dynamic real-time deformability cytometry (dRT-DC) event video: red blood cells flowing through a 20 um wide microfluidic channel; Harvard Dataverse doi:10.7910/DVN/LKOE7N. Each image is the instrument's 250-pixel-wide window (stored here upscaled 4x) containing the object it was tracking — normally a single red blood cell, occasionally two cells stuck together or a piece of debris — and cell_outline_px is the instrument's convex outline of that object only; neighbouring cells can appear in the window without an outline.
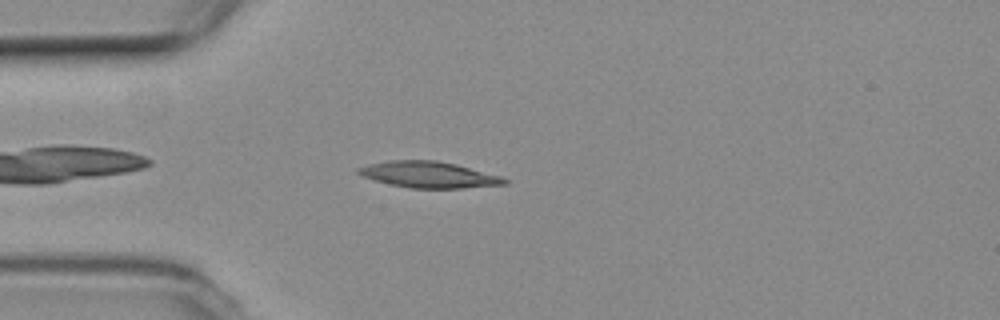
{"species": "common noctule bat (a hibernating species)", "species_latin": "Nyctalus noctula", "temperature_condition": "room temperature", "stored_images_in_passage": 44, "camera_frame_rate_fps": 3000, "um_per_image_px": 0.085, "animal": {"sex": "female", "body_mass_g": 19.3, "forearm_length_mm": 54.1}, "frame": {"image": 1, "passage_image": 4, "time_ms": 1.0, "image_size_px": [1000, 320], "cell_outline_px": [[508, 184], [460, 188], [412, 188], [392, 184], [376, 180], [364, 176], [356, 172], [356, 168], [372, 164], [392, 160], [436, 160], [456, 164], [500, 176], [508, 180]], "centroid_in_image_um": [36.48, 14.84], "position_along_channel_um": 48.5, "area_um2": 21.91}}
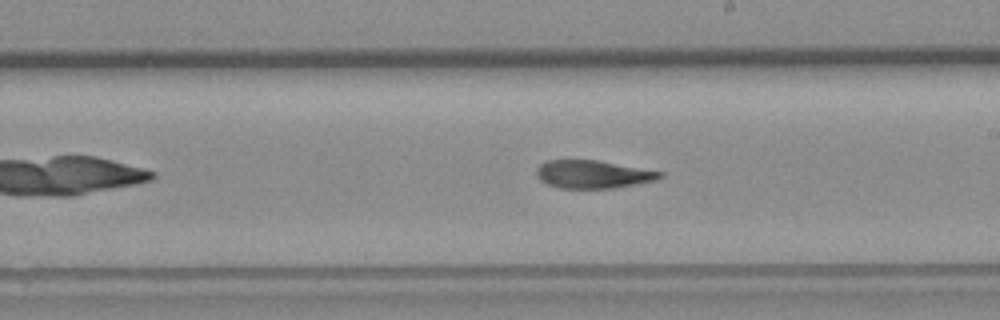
{"frame": {"image": 2, "passage_image": 20, "time_ms": 6.333, "image_size_px": [1000, 320], "cell_outline_px": [[664, 176], [656, 180], [612, 188], [560, 188], [548, 184], [540, 180], [536, 172], [536, 168], [540, 164], [548, 160], [596, 160], [664, 172]], "centroid_in_image_um": [50.39, 14.81], "position_along_channel_um": 238.6, "area_um2": 19.94}}
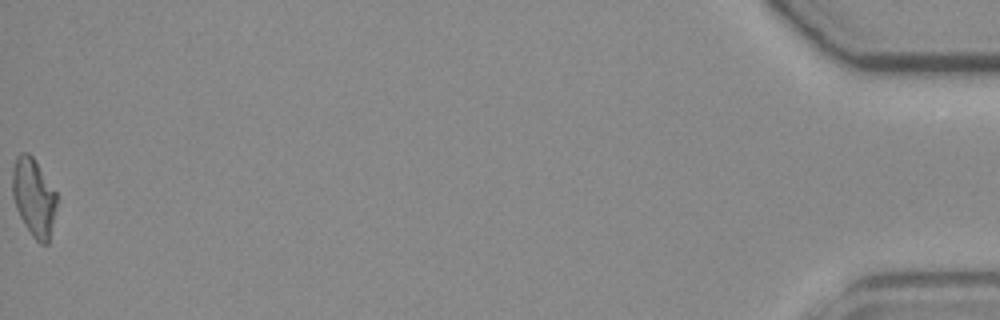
{"frame": {"image": 3, "passage_image": 44, "time_ms": 14.333, "image_size_px": [1000, 320], "cell_outline_px": [[56, 204], [48, 244], [40, 244], [32, 236], [24, 224], [16, 208], [12, 196], [12, 168], [16, 156], [20, 152], [28, 152], [32, 156], [56, 192]], "centroid_in_image_um": [2.83, 16.75], "position_along_channel_um": 432.4, "area_um2": 20.0}, "authors_computed_cell_mechanics": {"area_um2": 20.8658, "velocity_mm_per_s": 3.7909, "shape_relaxation_time_tau1_ms": null, "shape_relaxation_time_tau2_ms": 3.4141, "deformation_change_tau1": null, "deformation_change_tau2": 0.0988}}